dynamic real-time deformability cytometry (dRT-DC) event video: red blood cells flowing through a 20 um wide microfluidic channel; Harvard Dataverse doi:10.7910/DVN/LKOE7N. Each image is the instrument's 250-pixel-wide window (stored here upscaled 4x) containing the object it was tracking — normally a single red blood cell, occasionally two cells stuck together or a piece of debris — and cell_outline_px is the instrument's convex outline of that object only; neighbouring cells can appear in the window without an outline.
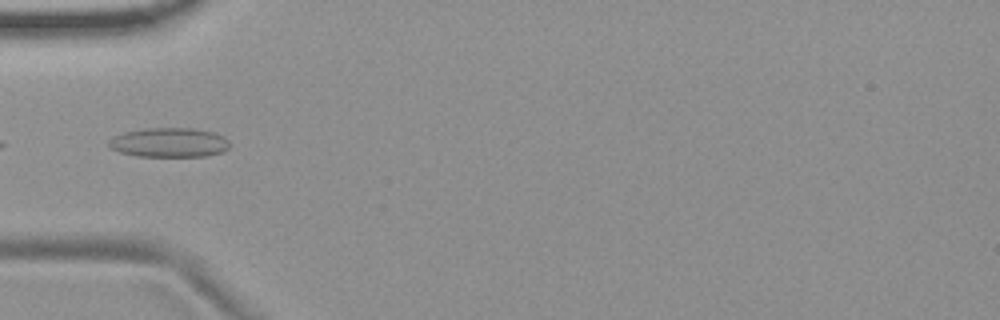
{"species": "common noctule bat (a hibernating species)", "species_latin": "Nyctalus noctula", "temperature_condition": "room temperature", "stored_images_in_passage": 8, "camera_frame_rate_fps": 3000, "um_per_image_px": 0.085, "animal": {"sex": "female", "body_mass_g": 19.9}, "frame": {"image": 1, "passage_image": 5, "time_ms": 4.667, "image_size_px": [1000, 320], "cell_outline_px": [[228, 148], [224, 152], [208, 156], [136, 156], [120, 152], [112, 148], [108, 144], [108, 140], [112, 136], [124, 132], [144, 128], [192, 128], [212, 132], [224, 136], [228, 140]], "centroid_in_image_um": [14.37, 12.11], "position_along_channel_um": 70.6, "area_um2": 20.81}}
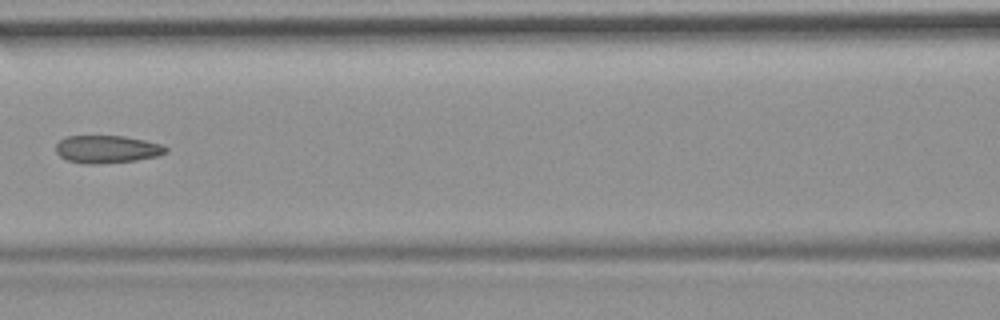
{"frame": {"image": 2, "passage_image": 7, "time_ms": 7.0, "image_size_px": [1000, 320], "cell_outline_px": [[168, 152], [160, 156], [136, 160], [96, 164], [84, 164], [68, 160], [60, 156], [56, 152], [56, 144], [60, 140], [68, 136], [124, 136], [144, 140], [160, 144], [168, 148]], "centroid_in_image_um": [9.11, 12.69], "position_along_channel_um": 157.5, "area_um2": 17.74}}
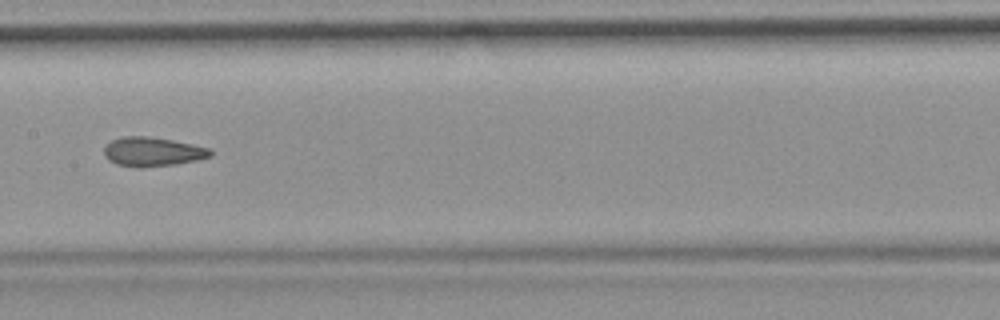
{"frame": {"image": 3, "passage_image": 8, "time_ms": 8.0, "image_size_px": [1000, 320], "cell_outline_px": [[212, 156], [196, 160], [176, 164], [140, 168], [136, 168], [116, 164], [108, 160], [104, 156], [104, 148], [112, 140], [124, 136], [148, 136], [172, 140], [212, 148]], "centroid_in_image_um": [12.97, 12.9], "position_along_channel_um": 194.4, "area_um2": 18.21}}